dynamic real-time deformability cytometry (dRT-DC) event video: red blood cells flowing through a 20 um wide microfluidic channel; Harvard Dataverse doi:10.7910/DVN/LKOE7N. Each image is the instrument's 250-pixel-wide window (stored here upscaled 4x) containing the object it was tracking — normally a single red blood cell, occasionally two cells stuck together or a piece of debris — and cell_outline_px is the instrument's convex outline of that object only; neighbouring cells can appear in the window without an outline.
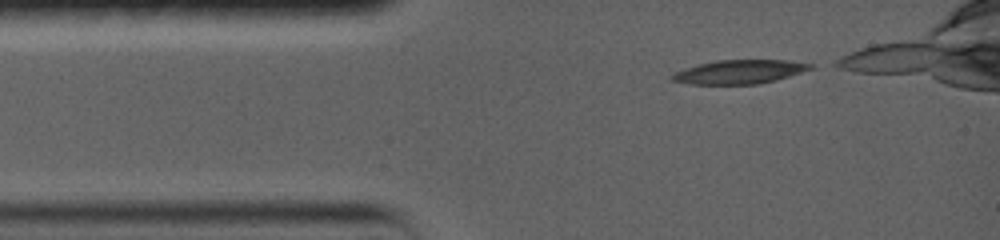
{"species": "common noctule bat (a hibernating species)", "species_latin": "Nyctalus noctula", "temperature_condition": "warm", "stored_images_in_passage": 53, "camera_frame_rate_fps": 5000, "um_per_image_px": 0.085, "animal": {"sex": "female", "body_mass_g": 19.0, "forearm_length_mm": 56.7}, "frame": {"image": 1, "passage_image": 2, "time_ms": 0.2, "image_size_px": [1000, 240], "cell_outline_px": [[812, 68], [772, 80], [752, 84], [696, 84], [672, 80], [672, 76], [676, 72], [700, 64], [720, 60], [780, 60], [808, 64]], "centroid_in_image_um": [62.79, 6.1], "position_along_channel_um": 22.2, "area_um2": 18.09}}
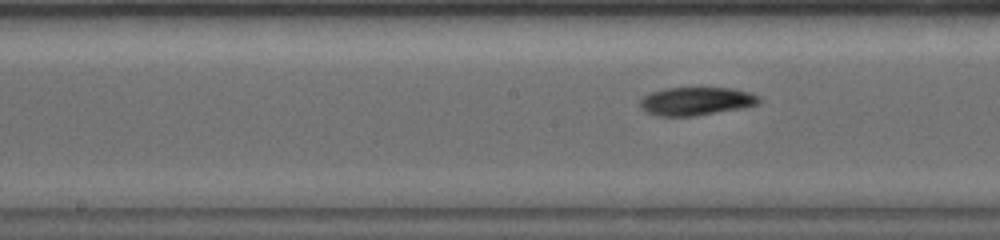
{"frame": {"image": 2, "passage_image": 26, "time_ms": 5.4, "image_size_px": [1000, 240], "cell_outline_px": [[756, 100], [752, 104], [688, 116], [668, 116], [652, 112], [644, 108], [644, 100], [648, 96], [656, 92], [672, 88], [728, 88], [744, 92], [752, 96]], "centroid_in_image_um": [59.11, 8.58], "position_along_channel_um": 189.1, "area_um2": 17.17}}
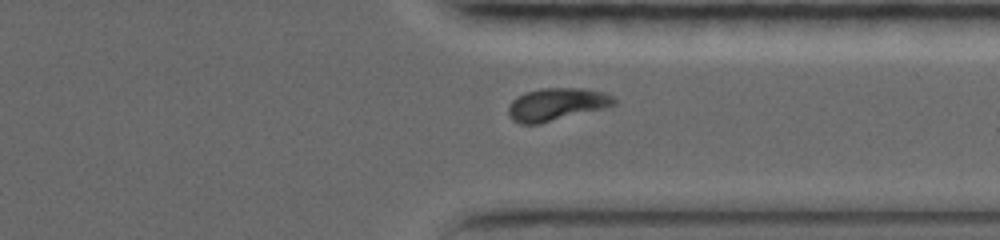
{"frame": {"image": 3, "passage_image": 46, "time_ms": 10.0, "image_size_px": [1000, 240], "cell_outline_px": [[616, 104], [604, 108], [540, 124], [520, 124], [512, 120], [508, 112], [508, 108], [512, 100], [516, 96], [524, 92], [544, 88], [584, 88], [604, 92], [612, 96], [616, 100]], "centroid_in_image_um": [47.29, 8.87], "position_along_channel_um": 364.1, "area_um2": 20.17}}